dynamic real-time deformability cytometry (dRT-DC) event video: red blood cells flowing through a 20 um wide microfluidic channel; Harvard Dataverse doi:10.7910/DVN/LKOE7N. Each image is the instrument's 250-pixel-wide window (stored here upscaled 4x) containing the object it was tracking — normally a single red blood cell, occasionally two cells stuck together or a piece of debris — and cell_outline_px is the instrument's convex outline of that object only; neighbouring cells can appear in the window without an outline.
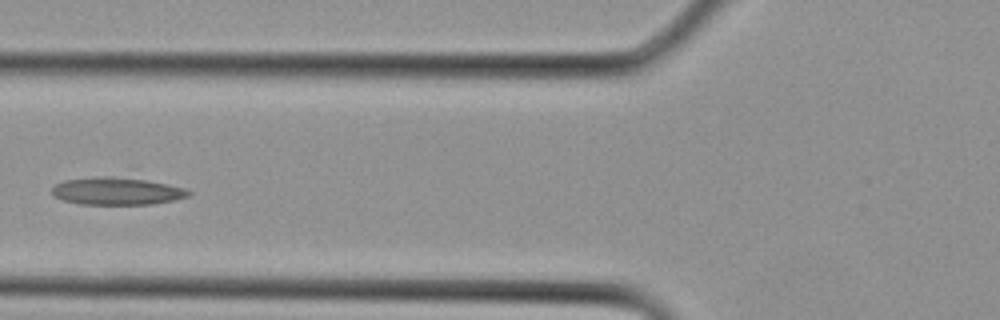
{"species": "Egyptian fruit bat (a non-hibernating species)", "species_latin": "Rousettus aegyptiacus", "temperature_condition": "cold", "stored_images_in_passage": 10, "camera_frame_rate_fps": 3000, "um_per_image_px": 0.085, "animal": {"sex": "female"}, "frame": {"image": 1, "passage_image": 9, "time_ms": 2.667, "image_size_px": [1000, 320], "cell_outline_px": [[192, 192], [188, 196], [172, 200], [152, 204], [80, 204], [64, 200], [52, 196], [52, 188], [56, 184], [64, 180], [100, 176], [116, 176], [144, 180], [184, 188]], "centroid_in_image_um": [9.88, 16.24], "position_along_channel_um": 115.9, "area_um2": 21.62}}